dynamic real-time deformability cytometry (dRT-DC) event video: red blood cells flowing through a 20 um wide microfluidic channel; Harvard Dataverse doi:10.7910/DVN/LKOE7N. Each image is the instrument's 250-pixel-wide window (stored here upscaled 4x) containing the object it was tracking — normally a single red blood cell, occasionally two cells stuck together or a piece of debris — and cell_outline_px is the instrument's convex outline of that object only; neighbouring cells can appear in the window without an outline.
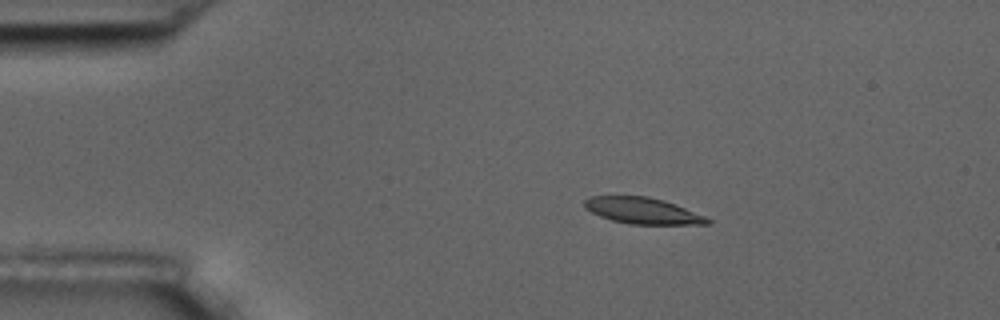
{"species": "common noctule bat (a hibernating species)", "species_latin": "Nyctalus noctula", "temperature_condition": "room temperature", "stored_images_in_passage": 9, "camera_frame_rate_fps": 3000, "um_per_image_px": 0.085, "animal": {"sex": "male", "body_mass_g": 17.5, "forearm_length_mm": 52.3}, "frame": {"image": 1, "passage_image": 1, "time_ms": 0.0, "image_size_px": [1000, 320], "cell_outline_px": [[712, 224], [628, 224], [612, 220], [600, 216], [584, 208], [584, 200], [592, 196], [648, 196], [664, 200], [676, 204], [704, 216], [712, 220]], "centroid_in_image_um": [54.63, 17.91], "position_along_channel_um": 30.4, "area_um2": 18.79}}
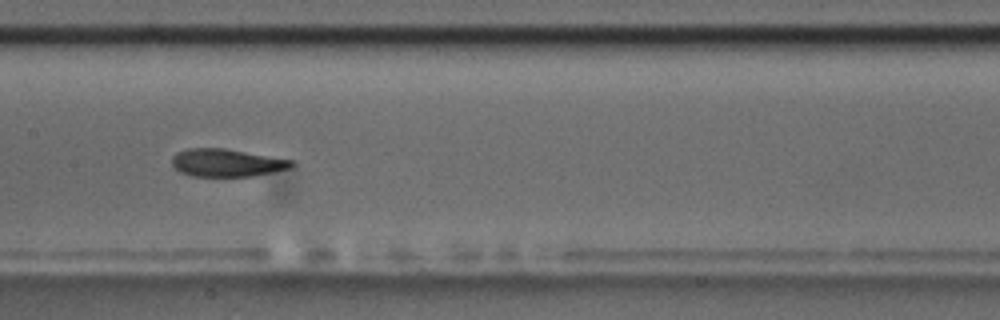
{"frame": {"image": 2, "passage_image": 6, "time_ms": 6.0, "image_size_px": [1000, 320], "cell_outline_px": [[296, 164], [292, 168], [252, 176], [192, 176], [180, 172], [172, 164], [172, 156], [176, 152], [188, 148], [224, 148], [292, 160]], "centroid_in_image_um": [19.27, 13.83], "position_along_channel_um": 188.1, "area_um2": 19.31}}
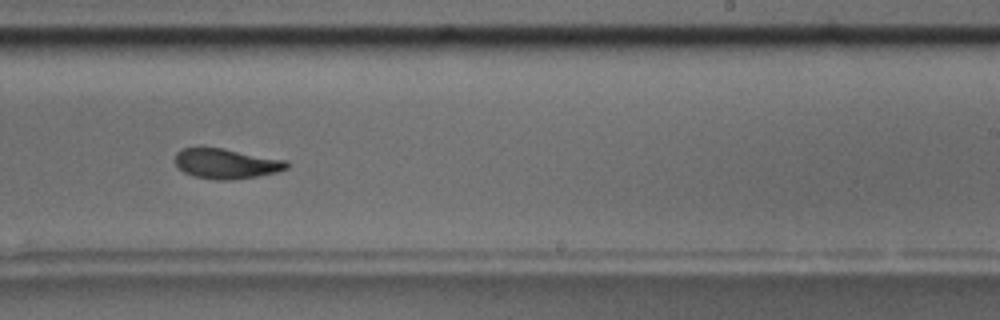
{"frame": {"image": 3, "passage_image": 8, "time_ms": 8.333, "image_size_px": [1000, 320], "cell_outline_px": [[288, 168], [276, 172], [256, 176], [232, 180], [216, 180], [196, 176], [184, 172], [176, 164], [176, 152], [180, 148], [196, 144], [200, 144], [224, 148], [288, 160]], "centroid_in_image_um": [19.18, 13.85], "position_along_channel_um": 269.8, "area_um2": 20.17}}